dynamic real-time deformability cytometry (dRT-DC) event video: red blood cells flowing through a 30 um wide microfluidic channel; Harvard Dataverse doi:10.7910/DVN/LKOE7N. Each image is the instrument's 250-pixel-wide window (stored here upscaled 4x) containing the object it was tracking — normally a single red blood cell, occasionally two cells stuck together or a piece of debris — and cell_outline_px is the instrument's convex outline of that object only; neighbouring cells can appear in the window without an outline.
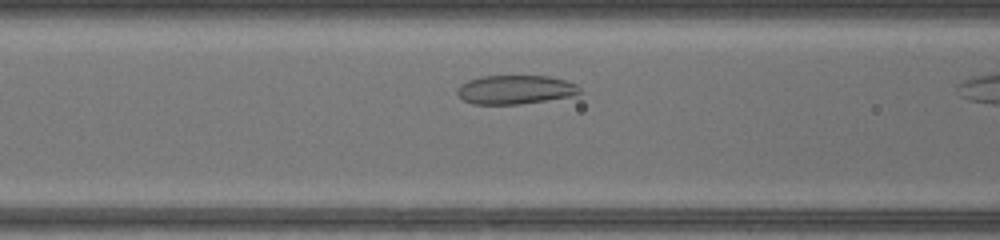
{"species": "common noctule bat (a hibernating species)", "species_latin": "Nyctalus noctula", "temperature_condition": "warm", "stored_images_in_passage": 8, "camera_frame_rate_fps": 3000, "um_per_image_px": 0.085, "animal": {"sex": "female", "body_mass_g": 17.0, "forearm_length_mm": 48.0}, "frame": {"image": 1, "passage_image": 7, "time_ms": 2.0, "image_size_px": [1000, 240], "cell_outline_px": [[580, 92], [576, 96], [520, 104], [472, 104], [464, 100], [456, 92], [456, 88], [460, 84], [468, 80], [480, 76], [548, 76], [564, 80], [576, 84], [580, 88]], "centroid_in_image_um": [43.79, 7.62], "position_along_channel_um": 122.8, "area_um2": 20.75}}